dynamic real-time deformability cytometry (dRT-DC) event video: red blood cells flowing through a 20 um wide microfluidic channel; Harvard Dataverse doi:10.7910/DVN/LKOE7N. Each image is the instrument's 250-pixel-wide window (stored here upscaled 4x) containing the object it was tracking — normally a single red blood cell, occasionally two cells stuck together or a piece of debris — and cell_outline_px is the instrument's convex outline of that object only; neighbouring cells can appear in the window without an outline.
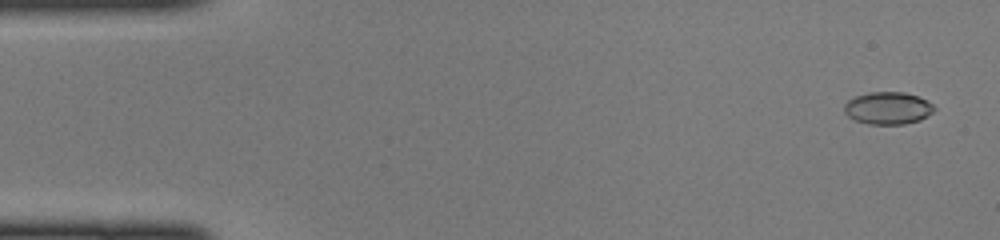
{"species": "common noctule bat (a hibernating species)", "species_latin": "Nyctalus noctula", "temperature_condition": "cold", "stored_images_in_passage": 47, "camera_frame_rate_fps": 3000, "um_per_image_px": 0.085, "animal": {"sex": "female", "body_mass_g": 22.0, "forearm_length_mm": 56.7}, "frame": {"image": 1, "passage_image": 2, "time_ms": 0.333, "image_size_px": [1000, 240], "cell_outline_px": [[936, 108], [932, 112], [920, 120], [904, 124], [868, 124], [856, 120], [848, 116], [844, 112], [844, 104], [848, 100], [856, 96], [868, 92], [904, 92], [920, 96], [928, 100]], "centroid_in_image_um": [75.48, 9.18], "position_along_channel_um": 9.5, "area_um2": 17.05}}
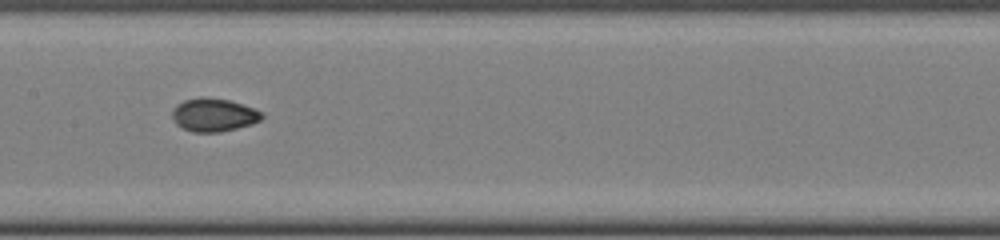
{"frame": {"image": 2, "passage_image": 23, "time_ms": 7.333, "image_size_px": [1000, 240], "cell_outline_px": [[264, 116], [260, 120], [252, 124], [220, 132], [192, 132], [176, 124], [172, 116], [172, 108], [176, 104], [184, 100], [200, 96], [204, 96], [228, 100], [264, 112]], "centroid_in_image_um": [18.14, 9.76], "position_along_channel_um": 189.3, "area_um2": 17.4}}
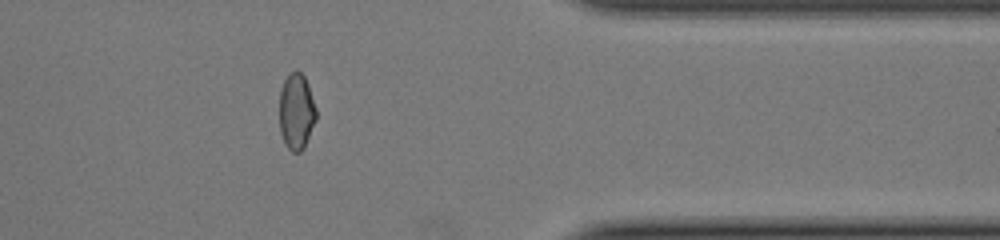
{"frame": {"image": 3, "passage_image": 38, "time_ms": 12.333, "image_size_px": [1000, 240], "cell_outline_px": [[316, 120], [304, 148], [300, 152], [292, 152], [284, 144], [280, 132], [280, 88], [284, 80], [296, 68], [304, 76], [308, 84], [316, 108]], "centroid_in_image_um": [25.19, 9.49], "position_along_channel_um": 386.2, "area_um2": 16.42}}